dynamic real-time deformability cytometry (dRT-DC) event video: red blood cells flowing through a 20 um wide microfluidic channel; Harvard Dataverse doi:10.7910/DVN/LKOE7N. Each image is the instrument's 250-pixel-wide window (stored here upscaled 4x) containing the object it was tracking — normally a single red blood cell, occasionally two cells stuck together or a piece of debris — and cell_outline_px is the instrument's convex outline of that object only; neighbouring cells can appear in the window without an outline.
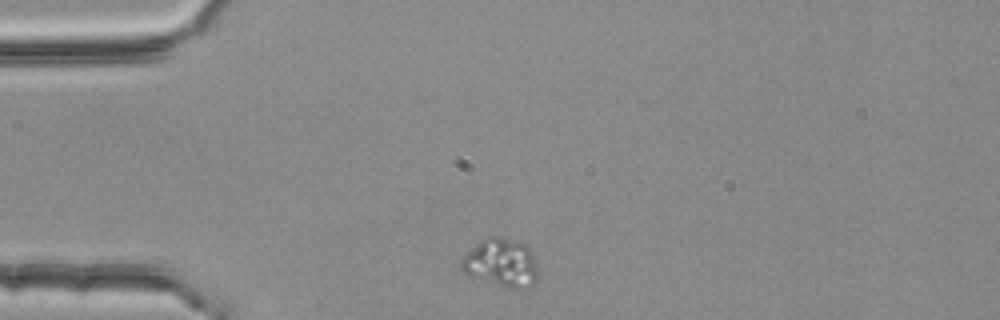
{"species": "common noctule bat (a hibernating species)", "species_latin": "Nyctalus noctula", "temperature_condition": "room temperature", "stored_images_in_passage": 2, "camera_frame_rate_fps": 3000, "um_per_image_px": 0.085, "animal": {"sex": "female", "body_mass_g": 25.1}, "frame": {"image": 1, "passage_image": 1, "time_ms": 0.0, "image_size_px": [1000, 320], "cell_outline_px": [[540, 272], [536, 280], [528, 288], [508, 288], [464, 272], [460, 268], [460, 260], [480, 240], [488, 236], [496, 236], [528, 244]], "centroid_in_image_um": [42.65, 22.32], "position_along_channel_um": 42.4, "area_um2": 21.44}}